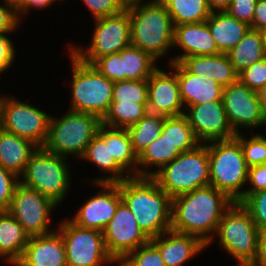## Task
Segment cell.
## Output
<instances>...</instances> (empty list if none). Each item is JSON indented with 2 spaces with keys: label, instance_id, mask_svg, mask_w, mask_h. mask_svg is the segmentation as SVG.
Listing matches in <instances>:
<instances>
[{
  "label": "cell",
  "instance_id": "obj_1",
  "mask_svg": "<svg viewBox=\"0 0 266 266\" xmlns=\"http://www.w3.org/2000/svg\"><path fill=\"white\" fill-rule=\"evenodd\" d=\"M233 202L211 185L174 197L171 230L196 236L208 245L214 239L224 212Z\"/></svg>",
  "mask_w": 266,
  "mask_h": 266
},
{
  "label": "cell",
  "instance_id": "obj_2",
  "mask_svg": "<svg viewBox=\"0 0 266 266\" xmlns=\"http://www.w3.org/2000/svg\"><path fill=\"white\" fill-rule=\"evenodd\" d=\"M118 186L122 201L149 239L171 230L172 198L153 177L130 176Z\"/></svg>",
  "mask_w": 266,
  "mask_h": 266
},
{
  "label": "cell",
  "instance_id": "obj_3",
  "mask_svg": "<svg viewBox=\"0 0 266 266\" xmlns=\"http://www.w3.org/2000/svg\"><path fill=\"white\" fill-rule=\"evenodd\" d=\"M131 45L148 52L157 61L172 52L174 25L166 7L151 1L127 5Z\"/></svg>",
  "mask_w": 266,
  "mask_h": 266
},
{
  "label": "cell",
  "instance_id": "obj_4",
  "mask_svg": "<svg viewBox=\"0 0 266 266\" xmlns=\"http://www.w3.org/2000/svg\"><path fill=\"white\" fill-rule=\"evenodd\" d=\"M206 146L210 185L224 192L232 201L239 202L245 195L249 169L239 140L234 137L210 141Z\"/></svg>",
  "mask_w": 266,
  "mask_h": 266
},
{
  "label": "cell",
  "instance_id": "obj_5",
  "mask_svg": "<svg viewBox=\"0 0 266 266\" xmlns=\"http://www.w3.org/2000/svg\"><path fill=\"white\" fill-rule=\"evenodd\" d=\"M59 117L51 115L43 148L65 158L71 156L80 160L98 133L102 120L96 115L72 110Z\"/></svg>",
  "mask_w": 266,
  "mask_h": 266
},
{
  "label": "cell",
  "instance_id": "obj_6",
  "mask_svg": "<svg viewBox=\"0 0 266 266\" xmlns=\"http://www.w3.org/2000/svg\"><path fill=\"white\" fill-rule=\"evenodd\" d=\"M72 68L69 110L89 113L101 120L109 110L114 82L102 75L93 65L81 62L68 51Z\"/></svg>",
  "mask_w": 266,
  "mask_h": 266
},
{
  "label": "cell",
  "instance_id": "obj_7",
  "mask_svg": "<svg viewBox=\"0 0 266 266\" xmlns=\"http://www.w3.org/2000/svg\"><path fill=\"white\" fill-rule=\"evenodd\" d=\"M71 167L68 158L38 147L19 177L20 183L37 190L61 206L72 187Z\"/></svg>",
  "mask_w": 266,
  "mask_h": 266
},
{
  "label": "cell",
  "instance_id": "obj_8",
  "mask_svg": "<svg viewBox=\"0 0 266 266\" xmlns=\"http://www.w3.org/2000/svg\"><path fill=\"white\" fill-rule=\"evenodd\" d=\"M259 229L248 210L238 201L233 202L224 212L214 239L228 255L236 260L237 266L251 265L257 253Z\"/></svg>",
  "mask_w": 266,
  "mask_h": 266
},
{
  "label": "cell",
  "instance_id": "obj_9",
  "mask_svg": "<svg viewBox=\"0 0 266 266\" xmlns=\"http://www.w3.org/2000/svg\"><path fill=\"white\" fill-rule=\"evenodd\" d=\"M153 178L172 199L197 188L210 185L209 155L206 143L181 152Z\"/></svg>",
  "mask_w": 266,
  "mask_h": 266
},
{
  "label": "cell",
  "instance_id": "obj_10",
  "mask_svg": "<svg viewBox=\"0 0 266 266\" xmlns=\"http://www.w3.org/2000/svg\"><path fill=\"white\" fill-rule=\"evenodd\" d=\"M92 39L87 46H71L69 51L81 62L92 65L98 58L120 52L131 45L129 12H123L93 20Z\"/></svg>",
  "mask_w": 266,
  "mask_h": 266
},
{
  "label": "cell",
  "instance_id": "obj_11",
  "mask_svg": "<svg viewBox=\"0 0 266 266\" xmlns=\"http://www.w3.org/2000/svg\"><path fill=\"white\" fill-rule=\"evenodd\" d=\"M1 94L0 127L6 132L30 140L38 147H43L48 136L51 114L44 112L40 105L30 104L28 100Z\"/></svg>",
  "mask_w": 266,
  "mask_h": 266
},
{
  "label": "cell",
  "instance_id": "obj_12",
  "mask_svg": "<svg viewBox=\"0 0 266 266\" xmlns=\"http://www.w3.org/2000/svg\"><path fill=\"white\" fill-rule=\"evenodd\" d=\"M56 226L63 238L67 266H102L117 263L107 251L103 232L80 227L69 218L59 221Z\"/></svg>",
  "mask_w": 266,
  "mask_h": 266
},
{
  "label": "cell",
  "instance_id": "obj_13",
  "mask_svg": "<svg viewBox=\"0 0 266 266\" xmlns=\"http://www.w3.org/2000/svg\"><path fill=\"white\" fill-rule=\"evenodd\" d=\"M57 206L49 197L19 182L7 211L32 237L55 231L51 228V219Z\"/></svg>",
  "mask_w": 266,
  "mask_h": 266
},
{
  "label": "cell",
  "instance_id": "obj_14",
  "mask_svg": "<svg viewBox=\"0 0 266 266\" xmlns=\"http://www.w3.org/2000/svg\"><path fill=\"white\" fill-rule=\"evenodd\" d=\"M222 100L228 122L235 134L260 128L264 112L256 91L239 80L223 88ZM245 129V130H244Z\"/></svg>",
  "mask_w": 266,
  "mask_h": 266
},
{
  "label": "cell",
  "instance_id": "obj_15",
  "mask_svg": "<svg viewBox=\"0 0 266 266\" xmlns=\"http://www.w3.org/2000/svg\"><path fill=\"white\" fill-rule=\"evenodd\" d=\"M103 237L108 253L117 263L150 240L139 228L136 218L123 201L104 229Z\"/></svg>",
  "mask_w": 266,
  "mask_h": 266
},
{
  "label": "cell",
  "instance_id": "obj_16",
  "mask_svg": "<svg viewBox=\"0 0 266 266\" xmlns=\"http://www.w3.org/2000/svg\"><path fill=\"white\" fill-rule=\"evenodd\" d=\"M98 189L96 194L89 196L80 205L74 217L69 219L76 225L95 229L103 232L111 218L114 216L118 205L122 202L121 193L117 183L95 182Z\"/></svg>",
  "mask_w": 266,
  "mask_h": 266
},
{
  "label": "cell",
  "instance_id": "obj_17",
  "mask_svg": "<svg viewBox=\"0 0 266 266\" xmlns=\"http://www.w3.org/2000/svg\"><path fill=\"white\" fill-rule=\"evenodd\" d=\"M184 115L200 143L236 137L228 122L223 100L188 106Z\"/></svg>",
  "mask_w": 266,
  "mask_h": 266
},
{
  "label": "cell",
  "instance_id": "obj_18",
  "mask_svg": "<svg viewBox=\"0 0 266 266\" xmlns=\"http://www.w3.org/2000/svg\"><path fill=\"white\" fill-rule=\"evenodd\" d=\"M163 69L159 66L147 80V110L166 117L182 115L185 106L180 96L177 74L169 67V72Z\"/></svg>",
  "mask_w": 266,
  "mask_h": 266
},
{
  "label": "cell",
  "instance_id": "obj_19",
  "mask_svg": "<svg viewBox=\"0 0 266 266\" xmlns=\"http://www.w3.org/2000/svg\"><path fill=\"white\" fill-rule=\"evenodd\" d=\"M180 52L168 59V64L178 63L188 56H205L221 53L213 39L206 22L174 26L173 49ZM182 49V50H181Z\"/></svg>",
  "mask_w": 266,
  "mask_h": 266
},
{
  "label": "cell",
  "instance_id": "obj_20",
  "mask_svg": "<svg viewBox=\"0 0 266 266\" xmlns=\"http://www.w3.org/2000/svg\"><path fill=\"white\" fill-rule=\"evenodd\" d=\"M92 163L100 169L101 176L94 177L89 183L106 182L117 183L130 177V175L111 157L110 151V127L101 125L98 133L88 144L87 149L80 159Z\"/></svg>",
  "mask_w": 266,
  "mask_h": 266
},
{
  "label": "cell",
  "instance_id": "obj_21",
  "mask_svg": "<svg viewBox=\"0 0 266 266\" xmlns=\"http://www.w3.org/2000/svg\"><path fill=\"white\" fill-rule=\"evenodd\" d=\"M14 266H67L61 233L56 229L49 234L30 237Z\"/></svg>",
  "mask_w": 266,
  "mask_h": 266
},
{
  "label": "cell",
  "instance_id": "obj_22",
  "mask_svg": "<svg viewBox=\"0 0 266 266\" xmlns=\"http://www.w3.org/2000/svg\"><path fill=\"white\" fill-rule=\"evenodd\" d=\"M150 240L158 247L165 266H183L208 247L196 236L172 230Z\"/></svg>",
  "mask_w": 266,
  "mask_h": 266
},
{
  "label": "cell",
  "instance_id": "obj_23",
  "mask_svg": "<svg viewBox=\"0 0 266 266\" xmlns=\"http://www.w3.org/2000/svg\"><path fill=\"white\" fill-rule=\"evenodd\" d=\"M168 67L177 74L180 96L185 108L222 100L223 87L213 79L189 73L179 62L170 63Z\"/></svg>",
  "mask_w": 266,
  "mask_h": 266
},
{
  "label": "cell",
  "instance_id": "obj_24",
  "mask_svg": "<svg viewBox=\"0 0 266 266\" xmlns=\"http://www.w3.org/2000/svg\"><path fill=\"white\" fill-rule=\"evenodd\" d=\"M179 63L189 73L211 78L223 88L238 80V73L235 71L227 53L188 56L182 58Z\"/></svg>",
  "mask_w": 266,
  "mask_h": 266
},
{
  "label": "cell",
  "instance_id": "obj_25",
  "mask_svg": "<svg viewBox=\"0 0 266 266\" xmlns=\"http://www.w3.org/2000/svg\"><path fill=\"white\" fill-rule=\"evenodd\" d=\"M29 238L8 211H0V261L14 266L22 257Z\"/></svg>",
  "mask_w": 266,
  "mask_h": 266
},
{
  "label": "cell",
  "instance_id": "obj_26",
  "mask_svg": "<svg viewBox=\"0 0 266 266\" xmlns=\"http://www.w3.org/2000/svg\"><path fill=\"white\" fill-rule=\"evenodd\" d=\"M38 148L30 140L6 132L0 127V165L20 177L31 155Z\"/></svg>",
  "mask_w": 266,
  "mask_h": 266
},
{
  "label": "cell",
  "instance_id": "obj_27",
  "mask_svg": "<svg viewBox=\"0 0 266 266\" xmlns=\"http://www.w3.org/2000/svg\"><path fill=\"white\" fill-rule=\"evenodd\" d=\"M206 23L221 53L230 51L250 29L247 23L230 16L226 11L211 12Z\"/></svg>",
  "mask_w": 266,
  "mask_h": 266
},
{
  "label": "cell",
  "instance_id": "obj_28",
  "mask_svg": "<svg viewBox=\"0 0 266 266\" xmlns=\"http://www.w3.org/2000/svg\"><path fill=\"white\" fill-rule=\"evenodd\" d=\"M180 154L176 145L161 132L160 136L151 142L138 157L137 176L153 177Z\"/></svg>",
  "mask_w": 266,
  "mask_h": 266
},
{
  "label": "cell",
  "instance_id": "obj_29",
  "mask_svg": "<svg viewBox=\"0 0 266 266\" xmlns=\"http://www.w3.org/2000/svg\"><path fill=\"white\" fill-rule=\"evenodd\" d=\"M123 80H148L159 67L158 61L148 52L132 45L120 51Z\"/></svg>",
  "mask_w": 266,
  "mask_h": 266
},
{
  "label": "cell",
  "instance_id": "obj_30",
  "mask_svg": "<svg viewBox=\"0 0 266 266\" xmlns=\"http://www.w3.org/2000/svg\"><path fill=\"white\" fill-rule=\"evenodd\" d=\"M227 55L237 73L264 59L260 31L250 28Z\"/></svg>",
  "mask_w": 266,
  "mask_h": 266
},
{
  "label": "cell",
  "instance_id": "obj_31",
  "mask_svg": "<svg viewBox=\"0 0 266 266\" xmlns=\"http://www.w3.org/2000/svg\"><path fill=\"white\" fill-rule=\"evenodd\" d=\"M165 118L166 116L147 112L136 124L127 128L133 151L138 157L160 136Z\"/></svg>",
  "mask_w": 266,
  "mask_h": 266
},
{
  "label": "cell",
  "instance_id": "obj_32",
  "mask_svg": "<svg viewBox=\"0 0 266 266\" xmlns=\"http://www.w3.org/2000/svg\"><path fill=\"white\" fill-rule=\"evenodd\" d=\"M147 104L112 101L102 125L111 128L127 129L147 114Z\"/></svg>",
  "mask_w": 266,
  "mask_h": 266
},
{
  "label": "cell",
  "instance_id": "obj_33",
  "mask_svg": "<svg viewBox=\"0 0 266 266\" xmlns=\"http://www.w3.org/2000/svg\"><path fill=\"white\" fill-rule=\"evenodd\" d=\"M111 157L130 175L137 176L138 156L133 151L127 129L110 127Z\"/></svg>",
  "mask_w": 266,
  "mask_h": 266
},
{
  "label": "cell",
  "instance_id": "obj_34",
  "mask_svg": "<svg viewBox=\"0 0 266 266\" xmlns=\"http://www.w3.org/2000/svg\"><path fill=\"white\" fill-rule=\"evenodd\" d=\"M166 9L174 26L206 22L212 12L206 0H173Z\"/></svg>",
  "mask_w": 266,
  "mask_h": 266
},
{
  "label": "cell",
  "instance_id": "obj_35",
  "mask_svg": "<svg viewBox=\"0 0 266 266\" xmlns=\"http://www.w3.org/2000/svg\"><path fill=\"white\" fill-rule=\"evenodd\" d=\"M162 133L176 145L180 152L192 150L200 144L184 114L166 117L163 123Z\"/></svg>",
  "mask_w": 266,
  "mask_h": 266
},
{
  "label": "cell",
  "instance_id": "obj_36",
  "mask_svg": "<svg viewBox=\"0 0 266 266\" xmlns=\"http://www.w3.org/2000/svg\"><path fill=\"white\" fill-rule=\"evenodd\" d=\"M147 80H123L114 82L112 101L147 104Z\"/></svg>",
  "mask_w": 266,
  "mask_h": 266
},
{
  "label": "cell",
  "instance_id": "obj_37",
  "mask_svg": "<svg viewBox=\"0 0 266 266\" xmlns=\"http://www.w3.org/2000/svg\"><path fill=\"white\" fill-rule=\"evenodd\" d=\"M117 264L118 266H165L158 247L151 240L128 253Z\"/></svg>",
  "mask_w": 266,
  "mask_h": 266
},
{
  "label": "cell",
  "instance_id": "obj_38",
  "mask_svg": "<svg viewBox=\"0 0 266 266\" xmlns=\"http://www.w3.org/2000/svg\"><path fill=\"white\" fill-rule=\"evenodd\" d=\"M251 136L249 138L243 132L236 134L248 167L266 164V140L256 132H252Z\"/></svg>",
  "mask_w": 266,
  "mask_h": 266
},
{
  "label": "cell",
  "instance_id": "obj_39",
  "mask_svg": "<svg viewBox=\"0 0 266 266\" xmlns=\"http://www.w3.org/2000/svg\"><path fill=\"white\" fill-rule=\"evenodd\" d=\"M249 212L259 230L266 229V189L254 193H245L239 201Z\"/></svg>",
  "mask_w": 266,
  "mask_h": 266
},
{
  "label": "cell",
  "instance_id": "obj_40",
  "mask_svg": "<svg viewBox=\"0 0 266 266\" xmlns=\"http://www.w3.org/2000/svg\"><path fill=\"white\" fill-rule=\"evenodd\" d=\"M238 80L256 92L263 88L266 85V58L238 73Z\"/></svg>",
  "mask_w": 266,
  "mask_h": 266
},
{
  "label": "cell",
  "instance_id": "obj_41",
  "mask_svg": "<svg viewBox=\"0 0 266 266\" xmlns=\"http://www.w3.org/2000/svg\"><path fill=\"white\" fill-rule=\"evenodd\" d=\"M92 65L109 80L113 82L122 81V57L120 52L102 56Z\"/></svg>",
  "mask_w": 266,
  "mask_h": 266
},
{
  "label": "cell",
  "instance_id": "obj_42",
  "mask_svg": "<svg viewBox=\"0 0 266 266\" xmlns=\"http://www.w3.org/2000/svg\"><path fill=\"white\" fill-rule=\"evenodd\" d=\"M94 19L123 12L127 5L123 0H81Z\"/></svg>",
  "mask_w": 266,
  "mask_h": 266
},
{
  "label": "cell",
  "instance_id": "obj_43",
  "mask_svg": "<svg viewBox=\"0 0 266 266\" xmlns=\"http://www.w3.org/2000/svg\"><path fill=\"white\" fill-rule=\"evenodd\" d=\"M19 182L20 179L16 174L0 165V211L8 210Z\"/></svg>",
  "mask_w": 266,
  "mask_h": 266
},
{
  "label": "cell",
  "instance_id": "obj_44",
  "mask_svg": "<svg viewBox=\"0 0 266 266\" xmlns=\"http://www.w3.org/2000/svg\"><path fill=\"white\" fill-rule=\"evenodd\" d=\"M257 0H231L229 7L225 10L230 16L247 23L252 24Z\"/></svg>",
  "mask_w": 266,
  "mask_h": 266
},
{
  "label": "cell",
  "instance_id": "obj_45",
  "mask_svg": "<svg viewBox=\"0 0 266 266\" xmlns=\"http://www.w3.org/2000/svg\"><path fill=\"white\" fill-rule=\"evenodd\" d=\"M2 2V3H1ZM21 27L17 11L3 0H0V35L15 33Z\"/></svg>",
  "mask_w": 266,
  "mask_h": 266
},
{
  "label": "cell",
  "instance_id": "obj_46",
  "mask_svg": "<svg viewBox=\"0 0 266 266\" xmlns=\"http://www.w3.org/2000/svg\"><path fill=\"white\" fill-rule=\"evenodd\" d=\"M8 34L11 33L0 35V75L7 72L17 59V52L14 43L11 41L13 39Z\"/></svg>",
  "mask_w": 266,
  "mask_h": 266
},
{
  "label": "cell",
  "instance_id": "obj_47",
  "mask_svg": "<svg viewBox=\"0 0 266 266\" xmlns=\"http://www.w3.org/2000/svg\"><path fill=\"white\" fill-rule=\"evenodd\" d=\"M245 193H254L266 189V164L249 167Z\"/></svg>",
  "mask_w": 266,
  "mask_h": 266
},
{
  "label": "cell",
  "instance_id": "obj_48",
  "mask_svg": "<svg viewBox=\"0 0 266 266\" xmlns=\"http://www.w3.org/2000/svg\"><path fill=\"white\" fill-rule=\"evenodd\" d=\"M60 1L61 0H25V2L16 10L18 19L21 23L23 21L21 19H24L25 15L29 16L28 14H29V12L32 11V9H34V10L46 9V8H49L50 5L52 6V4L54 2L55 3L57 2L58 5L62 4Z\"/></svg>",
  "mask_w": 266,
  "mask_h": 266
},
{
  "label": "cell",
  "instance_id": "obj_49",
  "mask_svg": "<svg viewBox=\"0 0 266 266\" xmlns=\"http://www.w3.org/2000/svg\"><path fill=\"white\" fill-rule=\"evenodd\" d=\"M250 28L259 31L266 29V0H257Z\"/></svg>",
  "mask_w": 266,
  "mask_h": 266
},
{
  "label": "cell",
  "instance_id": "obj_50",
  "mask_svg": "<svg viewBox=\"0 0 266 266\" xmlns=\"http://www.w3.org/2000/svg\"><path fill=\"white\" fill-rule=\"evenodd\" d=\"M250 266H266V229L259 230L257 253Z\"/></svg>",
  "mask_w": 266,
  "mask_h": 266
},
{
  "label": "cell",
  "instance_id": "obj_51",
  "mask_svg": "<svg viewBox=\"0 0 266 266\" xmlns=\"http://www.w3.org/2000/svg\"><path fill=\"white\" fill-rule=\"evenodd\" d=\"M231 0H206V3L209 9L213 11H225L229 5Z\"/></svg>",
  "mask_w": 266,
  "mask_h": 266
},
{
  "label": "cell",
  "instance_id": "obj_52",
  "mask_svg": "<svg viewBox=\"0 0 266 266\" xmlns=\"http://www.w3.org/2000/svg\"><path fill=\"white\" fill-rule=\"evenodd\" d=\"M259 102L261 104V108L266 113V85L261 88L259 91H257Z\"/></svg>",
  "mask_w": 266,
  "mask_h": 266
},
{
  "label": "cell",
  "instance_id": "obj_53",
  "mask_svg": "<svg viewBox=\"0 0 266 266\" xmlns=\"http://www.w3.org/2000/svg\"><path fill=\"white\" fill-rule=\"evenodd\" d=\"M8 5H11L15 10H17L24 2L25 0H3Z\"/></svg>",
  "mask_w": 266,
  "mask_h": 266
},
{
  "label": "cell",
  "instance_id": "obj_54",
  "mask_svg": "<svg viewBox=\"0 0 266 266\" xmlns=\"http://www.w3.org/2000/svg\"><path fill=\"white\" fill-rule=\"evenodd\" d=\"M260 33H261L263 54L264 57L266 58V29L261 30Z\"/></svg>",
  "mask_w": 266,
  "mask_h": 266
},
{
  "label": "cell",
  "instance_id": "obj_55",
  "mask_svg": "<svg viewBox=\"0 0 266 266\" xmlns=\"http://www.w3.org/2000/svg\"><path fill=\"white\" fill-rule=\"evenodd\" d=\"M152 1L156 4H159V5L166 7L173 0H152Z\"/></svg>",
  "mask_w": 266,
  "mask_h": 266
},
{
  "label": "cell",
  "instance_id": "obj_56",
  "mask_svg": "<svg viewBox=\"0 0 266 266\" xmlns=\"http://www.w3.org/2000/svg\"><path fill=\"white\" fill-rule=\"evenodd\" d=\"M266 126V113L263 115V119H262V123H261V126H260V128L261 127H265ZM265 130H266V128H265ZM259 133V135L263 138V139H265L266 140V134H263L262 135V133L260 134V132H258Z\"/></svg>",
  "mask_w": 266,
  "mask_h": 266
},
{
  "label": "cell",
  "instance_id": "obj_57",
  "mask_svg": "<svg viewBox=\"0 0 266 266\" xmlns=\"http://www.w3.org/2000/svg\"><path fill=\"white\" fill-rule=\"evenodd\" d=\"M123 1L126 3V5H129L135 2H143V1H151V0H123Z\"/></svg>",
  "mask_w": 266,
  "mask_h": 266
}]
</instances>
